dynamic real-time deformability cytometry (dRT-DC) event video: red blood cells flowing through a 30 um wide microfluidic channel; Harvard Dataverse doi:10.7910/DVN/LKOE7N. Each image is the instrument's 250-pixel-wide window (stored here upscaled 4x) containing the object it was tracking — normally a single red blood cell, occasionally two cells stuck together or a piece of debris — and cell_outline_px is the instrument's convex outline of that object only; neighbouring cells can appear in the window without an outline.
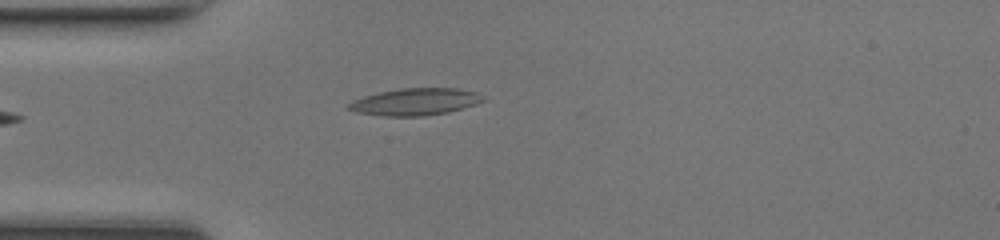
{"species": "common noctule bat (a hibernating species)", "species_latin": "Nyctalus noctula", "temperature_condition": "room temperature", "stored_images_in_passage": 36, "camera_frame_rate_fps": 3000, "um_per_image_px": 0.085, "animal": {"sex": "female", "body_mass_g": 17.0, "forearm_length_mm": 48.0}, "frame": {"image": 1, "passage_image": 1, "time_ms": 0.0, "image_size_px": [1000, 240], "cell_outline_px": [[488, 100], [476, 104], [448, 112], [424, 116], [384, 116], [356, 112], [344, 108], [352, 100], [364, 96], [380, 92], [400, 88], [456, 88], [476, 92], [484, 96]], "centroid_in_image_um": [35.29, 8.65], "position_along_channel_um": 49.7, "area_um2": 21.33}}
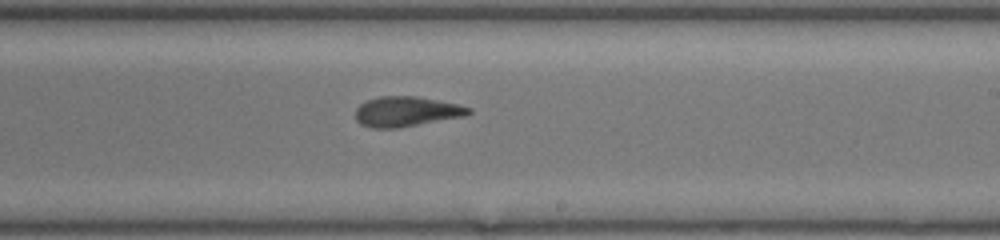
{"frame": {"image": 2, "passage_image": 16, "time_ms": 5.0, "image_size_px": [1000, 240], "cell_outline_px": [[472, 112], [464, 116], [396, 128], [372, 128], [360, 124], [356, 120], [356, 108], [360, 104], [368, 100], [380, 96], [416, 96], [456, 104], [472, 108]], "centroid_in_image_um": [34.51, 9.48], "position_along_channel_um": 254.5, "area_um2": 19.59}}
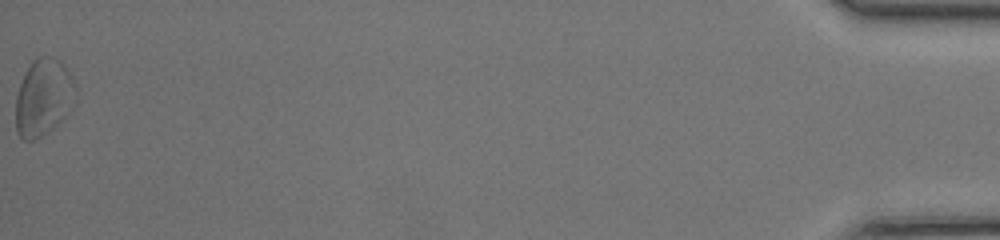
{"frame": {"image": 3, "passage_image": 36, "time_ms": 11.667, "image_size_px": [1000, 240], "cell_outline_px": [[72, 84], [68, 112], [52, 128], [36, 140], [24, 140], [16, 132], [16, 96], [24, 72], [32, 60], [40, 56], [48, 56], [64, 64], [72, 76]], "centroid_in_image_um": [3.6, 8.27], "position_along_channel_um": 431.6, "area_um2": 25.95}, "authors_computed_cell_mechanics": {"area_um2": 19.9699, "velocity_mm_per_s": 4.296, "shape_relaxation_time_tau1_ms": 4.12, "shape_relaxation_time_tau2_ms": 4.0389, "deformation_change_tau1": 0.1224, "deformation_change_tau2": 0.1537}}